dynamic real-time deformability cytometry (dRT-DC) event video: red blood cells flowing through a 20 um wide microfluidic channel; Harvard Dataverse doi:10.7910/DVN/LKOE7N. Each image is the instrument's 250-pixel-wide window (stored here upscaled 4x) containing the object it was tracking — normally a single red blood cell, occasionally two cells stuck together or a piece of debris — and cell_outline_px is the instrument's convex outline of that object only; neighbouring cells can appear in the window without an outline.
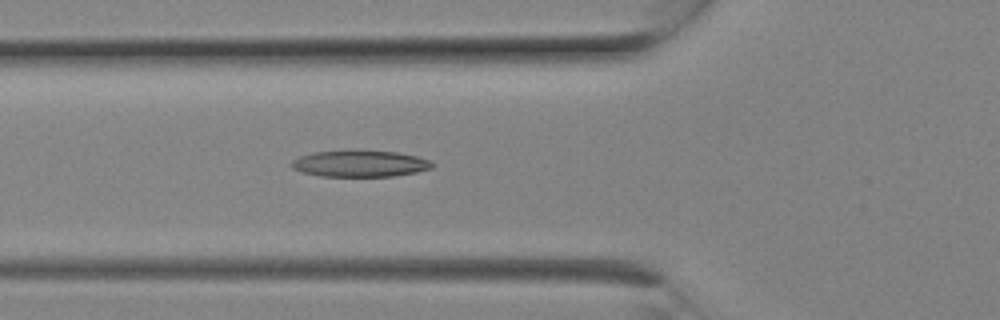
{"species": "Egyptian fruit bat (a non-hibernating species)", "species_latin": "Rousettus aegyptiacus", "temperature_condition": "room temperature", "stored_images_in_passage": 4, "camera_frame_rate_fps": 3000, "um_per_image_px": 0.085, "animal": {"sex": "female"}, "frame": {"image": 1, "passage_image": 4, "time_ms": 1.0, "image_size_px": [1000, 320], "cell_outline_px": [[436, 164], [432, 168], [416, 172], [392, 176], [320, 176], [300, 172], [292, 168], [288, 164], [292, 160], [300, 156], [312, 152], [360, 148], [396, 152], [416, 156], [428, 160]], "centroid_in_image_um": [30.54, 13.87], "position_along_channel_um": 95.3, "area_um2": 22.43}}